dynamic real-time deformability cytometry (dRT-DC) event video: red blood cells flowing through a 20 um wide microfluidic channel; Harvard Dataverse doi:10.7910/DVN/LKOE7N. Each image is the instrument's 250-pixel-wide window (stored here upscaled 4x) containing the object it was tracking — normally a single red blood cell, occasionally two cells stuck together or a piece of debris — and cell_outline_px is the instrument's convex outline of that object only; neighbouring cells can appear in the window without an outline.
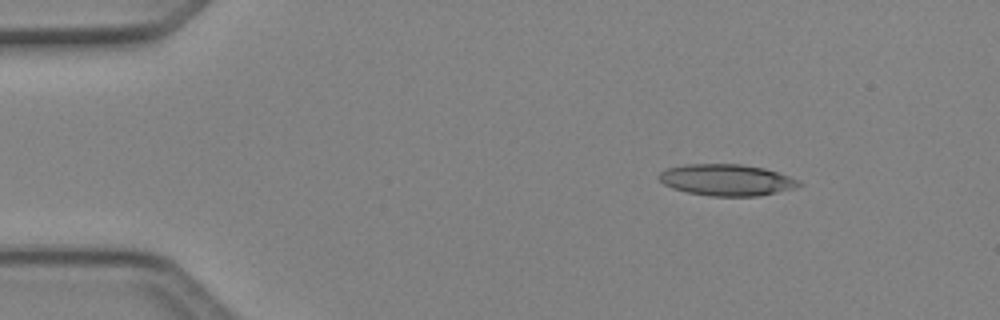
{"species": "Egyptian fruit bat (a non-hibernating species)", "species_latin": "Rousettus aegyptiacus", "temperature_condition": "cold", "stored_images_in_passage": 3, "camera_frame_rate_fps": 3000, "um_per_image_px": 0.085, "animal": {"sex": "female"}, "frame": {"image": 1, "passage_image": 2, "time_ms": 0.333, "image_size_px": [1000, 320], "cell_outline_px": [[804, 184], [796, 188], [756, 196], [712, 196], [688, 192], [672, 188], [664, 184], [656, 176], [664, 168], [684, 164], [740, 164], [764, 168], [800, 180]], "centroid_in_image_um": [61.74, 15.29], "position_along_channel_um": 23.3, "area_um2": 25.72}}